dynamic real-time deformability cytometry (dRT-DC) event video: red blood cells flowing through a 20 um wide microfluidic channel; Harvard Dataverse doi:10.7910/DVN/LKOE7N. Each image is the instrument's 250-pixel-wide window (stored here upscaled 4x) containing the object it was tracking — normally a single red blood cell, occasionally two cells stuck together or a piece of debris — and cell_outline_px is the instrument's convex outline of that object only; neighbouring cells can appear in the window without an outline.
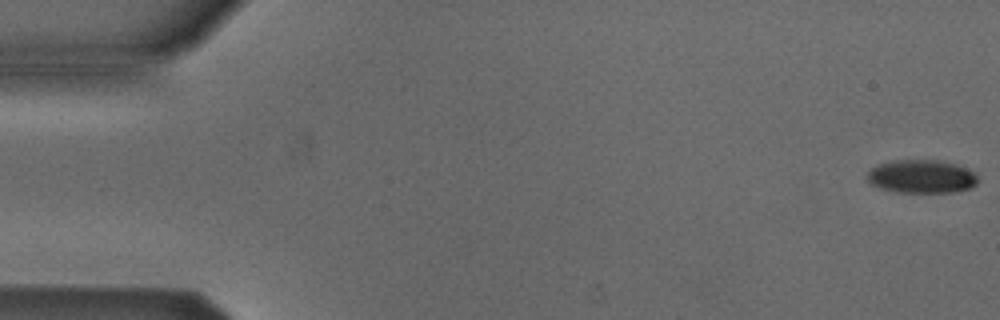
{"species": "Egyptian fruit bat (a non-hibernating species)", "species_latin": "Rousettus aegyptiacus", "temperature_condition": "cold", "stored_images_in_passage": 4, "camera_frame_rate_fps": 3000, "um_per_image_px": 0.085, "animal": {"sex": "male"}, "frame": {"image": 1, "passage_image": 1, "time_ms": 0.0, "image_size_px": [1000, 320], "cell_outline_px": [[976, 184], [972, 188], [956, 192], [896, 192], [880, 188], [868, 184], [868, 172], [872, 168], [880, 164], [896, 160], [940, 160], [956, 164], [972, 172], [976, 176]], "centroid_in_image_um": [78.32, 15.01], "position_along_channel_um": 6.7, "area_um2": 21.39}}
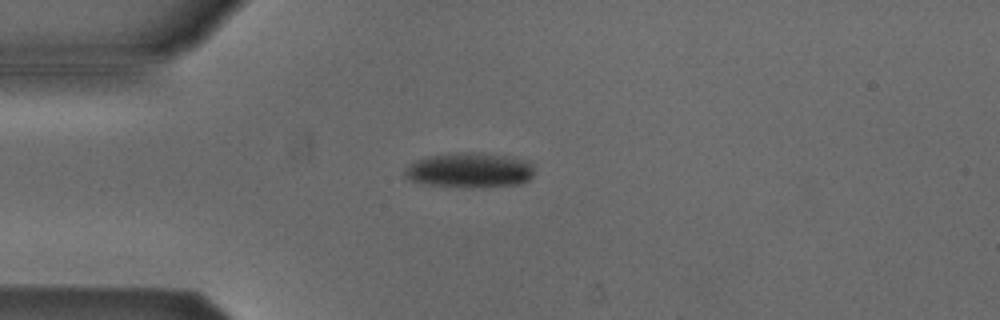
{"frame": {"image": 2, "passage_image": 4, "time_ms": 4.333, "image_size_px": [1000, 320], "cell_outline_px": [[532, 176], [528, 180], [520, 184], [484, 188], [460, 188], [428, 184], [412, 180], [404, 176], [404, 168], [416, 160], [428, 156], [456, 152], [480, 152], [528, 160], [532, 164]], "centroid_in_image_um": [39.92, 14.48], "position_along_channel_um": 45.1, "area_um2": 26.76}}